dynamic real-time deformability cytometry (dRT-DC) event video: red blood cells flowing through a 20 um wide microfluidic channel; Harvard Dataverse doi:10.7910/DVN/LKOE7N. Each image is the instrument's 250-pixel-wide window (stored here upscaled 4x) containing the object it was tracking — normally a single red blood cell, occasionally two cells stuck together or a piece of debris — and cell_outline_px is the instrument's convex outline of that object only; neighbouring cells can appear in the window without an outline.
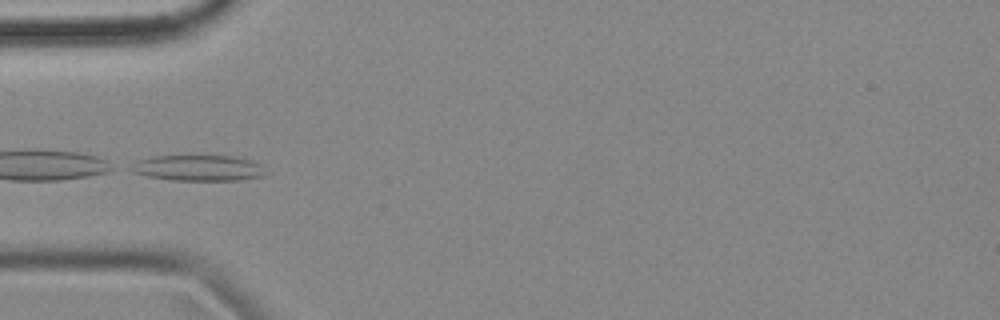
{"species": "common noctule bat (a hibernating species)", "species_latin": "Nyctalus noctula", "temperature_condition": "cold", "stored_images_in_passage": 5, "camera_frame_rate_fps": 3000, "um_per_image_px": 0.085, "animal": {"sex": "female", "body_mass_g": 18.4}, "frame": {"image": 1, "passage_image": 4, "time_ms": 1.0, "image_size_px": [1000, 320], "cell_outline_px": [[268, 172], [264, 176], [240, 180], [172, 180], [148, 176], [132, 172], [128, 168], [136, 160], [152, 156], [232, 156], [252, 160], [260, 164]], "centroid_in_image_um": [16.86, 14.28], "position_along_channel_um": 68.1, "area_um2": 20.4}}